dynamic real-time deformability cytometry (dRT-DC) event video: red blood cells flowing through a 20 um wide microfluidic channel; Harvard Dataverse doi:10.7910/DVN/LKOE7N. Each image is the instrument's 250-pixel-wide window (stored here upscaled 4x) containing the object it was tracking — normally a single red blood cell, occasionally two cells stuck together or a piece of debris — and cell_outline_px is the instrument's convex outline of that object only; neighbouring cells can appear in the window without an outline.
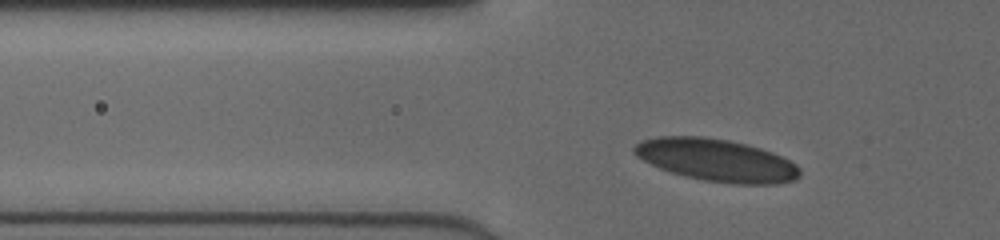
{"species": "human", "species_latin": "Homo sapiens", "temperature_condition": "cold", "stored_images_in_passage": 36, "camera_frame_rate_fps": 3000, "um_per_image_px": 0.085, "donor": {"sex": "female"}, "frame": {"image": 1, "passage_image": 6, "time_ms": 1.667, "image_size_px": [1000, 240], "cell_outline_px": [[800, 176], [796, 180], [776, 184], [732, 184], [704, 180], [684, 176], [660, 168], [636, 156], [632, 152], [632, 148], [636, 144], [644, 140], [656, 136], [704, 136], [728, 140], [748, 144], [772, 152], [796, 164], [800, 168]], "centroid_in_image_um": [60.91, 13.61], "position_along_channel_um": 64.9, "area_um2": 40.98}}
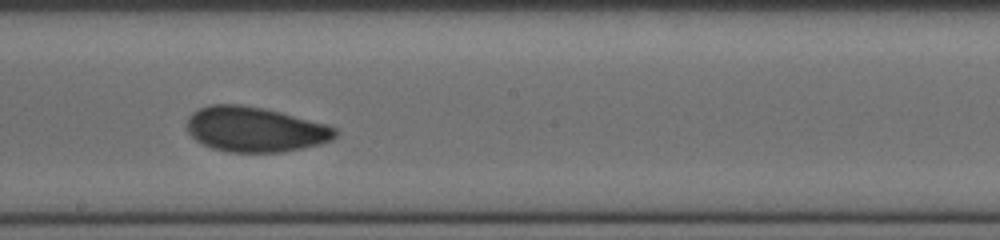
{"frame": {"image": 2, "passage_image": 19, "time_ms": 6.0, "image_size_px": [1000, 240], "cell_outline_px": [[340, 132], [332, 140], [320, 144], [280, 152], [228, 152], [212, 148], [196, 140], [188, 132], [188, 116], [192, 112], [200, 108], [212, 104], [240, 104], [264, 108], [328, 124], [336, 128]], "centroid_in_image_um": [21.71, 10.99], "position_along_channel_um": 226.5, "area_um2": 38.96}}
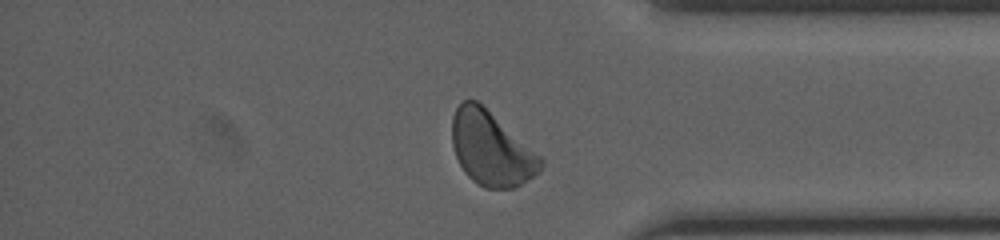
{"frame": {"image": 3, "passage_image": 32, "time_ms": 10.333, "image_size_px": [1000, 240], "cell_outline_px": [[544, 164], [540, 172], [516, 188], [484, 188], [472, 180], [464, 172], [456, 156], [452, 144], [452, 116], [456, 108], [464, 100], [476, 100], [540, 156], [544, 160]], "centroid_in_image_um": [41.75, 12.67], "position_along_channel_um": 393.5, "area_um2": 37.8}, "authors_computed_cell_mechanics": {"area_um2": 38.2058, "velocity_mm_per_s": 4.016, "shape_relaxation_time_tau1_ms": 6.6664, "shape_relaxation_time_tau2_ms": 1.9346, "deformation_change_tau1": 0.1383, "deformation_change_tau2": 0.0634}}